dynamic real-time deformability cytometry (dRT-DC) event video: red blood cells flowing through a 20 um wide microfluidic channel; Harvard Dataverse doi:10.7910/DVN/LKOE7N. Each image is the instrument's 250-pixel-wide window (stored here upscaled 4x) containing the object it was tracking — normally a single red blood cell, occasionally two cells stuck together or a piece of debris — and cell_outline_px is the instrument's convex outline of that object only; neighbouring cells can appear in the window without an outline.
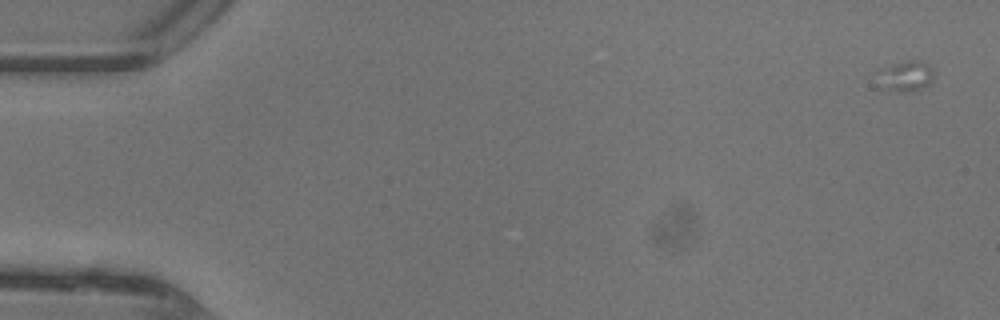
{"species": "common noctule bat (a hibernating species)", "species_latin": "Nyctalus noctula", "temperature_condition": "warm", "stored_images_in_passage": 17, "camera_frame_rate_fps": 3000, "um_per_image_px": 0.085, "animal": {"sex": "female"}, "frame": {"image": 1, "passage_image": 3, "time_ms": 0.667, "image_size_px": [1000, 320], "cell_outline_px": [[932, 80], [924, 88], [904, 92], [900, 92], [880, 88], [876, 72], [892, 64], [908, 60], [920, 60], [928, 64], [932, 68]], "centroid_in_image_um": [76.95, 6.47], "position_along_channel_um": 8.0, "area_um2": 10.12}}